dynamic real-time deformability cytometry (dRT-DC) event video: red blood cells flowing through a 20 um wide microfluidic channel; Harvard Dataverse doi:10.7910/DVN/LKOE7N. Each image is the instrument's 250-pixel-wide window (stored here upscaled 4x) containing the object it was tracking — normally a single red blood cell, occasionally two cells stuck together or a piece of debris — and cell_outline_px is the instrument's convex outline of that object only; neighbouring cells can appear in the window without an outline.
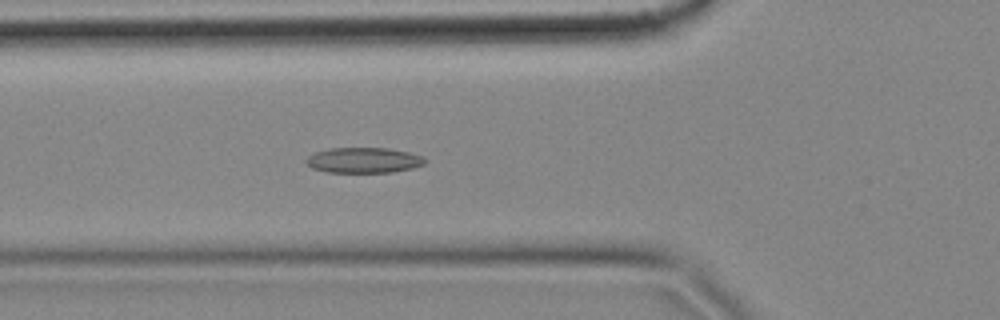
{"species": "common noctule bat (a hibernating species)", "species_latin": "Nyctalus noctula", "temperature_condition": "cold", "stored_images_in_passage": 57, "camera_frame_rate_fps": 3000, "um_per_image_px": 0.085, "animal": {"sex": "female", "body_mass_g": 18.4}, "frame": {"image": 1, "passage_image": 20, "time_ms": 6.333, "image_size_px": [1000, 320], "cell_outline_px": [[428, 160], [424, 164], [412, 168], [392, 172], [324, 172], [312, 168], [304, 160], [308, 156], [316, 152], [328, 148], [388, 148], [408, 152], [424, 156]], "centroid_in_image_um": [30.92, 13.61], "position_along_channel_um": 94.9, "area_um2": 17.69}}
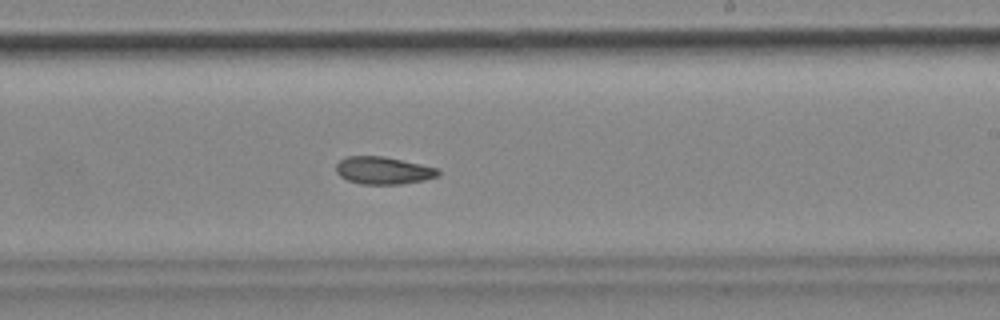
{"frame": {"image": 2, "passage_image": 34, "time_ms": 11.0, "image_size_px": [1000, 320], "cell_outline_px": [[440, 176], [424, 180], [400, 184], [360, 184], [348, 180], [340, 176], [336, 172], [336, 164], [340, 160], [348, 156], [384, 156], [440, 168]], "centroid_in_image_um": [32.61, 14.49], "position_along_channel_um": 256.4, "area_um2": 16.47}}
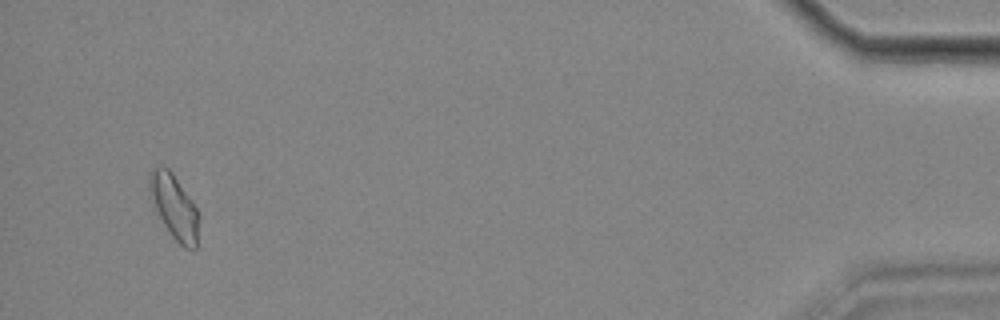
{"frame": {"image": 3, "passage_image": 55, "time_ms": 18.0, "image_size_px": [1000, 320], "cell_outline_px": [[200, 220], [196, 248], [184, 248], [172, 236], [152, 212], [148, 196], [148, 176], [152, 168], [168, 168], [172, 172], [192, 200], [200, 216]], "centroid_in_image_um": [14.75, 17.6], "position_along_channel_um": 420.4, "area_um2": 19.31}, "authors_computed_cell_mechanics": {"area_um2": 17.34, "velocity_mm_per_s": 3.4649, "shape_relaxation_time_tau1_ms": null, "shape_relaxation_time_tau2_ms": 6.8196, "deformation_change_tau1": null, "deformation_change_tau2": 0.1089}}